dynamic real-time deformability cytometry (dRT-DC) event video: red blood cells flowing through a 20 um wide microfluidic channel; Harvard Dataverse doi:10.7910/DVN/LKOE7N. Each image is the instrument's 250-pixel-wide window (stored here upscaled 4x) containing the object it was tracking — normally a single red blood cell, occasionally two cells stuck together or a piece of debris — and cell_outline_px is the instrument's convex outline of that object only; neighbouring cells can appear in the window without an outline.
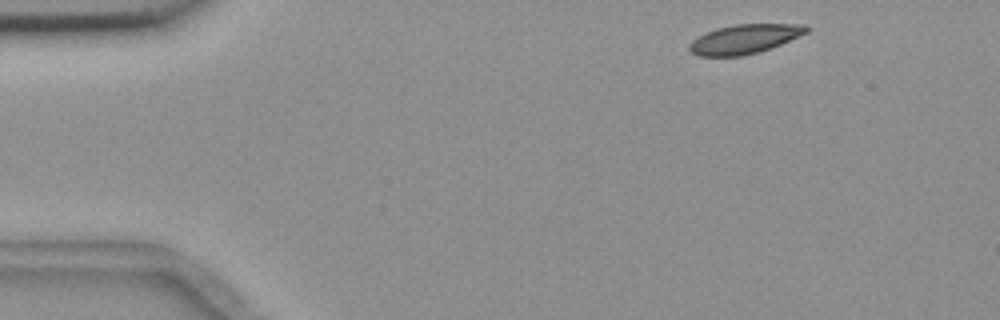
{"species": "common noctule bat (a hibernating species)", "species_latin": "Nyctalus noctula", "temperature_condition": "room temperature", "stored_images_in_passage": 11, "camera_frame_rate_fps": 3000, "um_per_image_px": 0.085, "animal": {"sex": "female", "body_mass_g": 18.4}, "frame": {"image": 1, "passage_image": 1, "time_ms": 0.0, "image_size_px": [1000, 320], "cell_outline_px": [[808, 32], [772, 48], [740, 56], [696, 56], [688, 48], [688, 44], [692, 40], [716, 28], [736, 24], [808, 24]], "centroid_in_image_um": [63.29, 3.31], "position_along_channel_um": 21.7, "area_um2": 19.88}}
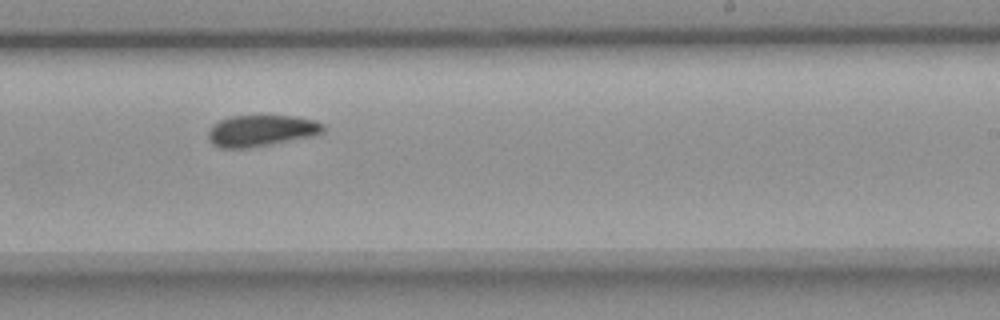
{"frame": {"image": 2, "passage_image": 8, "time_ms": 9.0, "image_size_px": [1000, 320], "cell_outline_px": [[324, 132], [312, 136], [272, 144], [248, 148], [220, 148], [212, 144], [208, 140], [208, 128], [212, 124], [220, 120], [232, 116], [292, 116], [316, 120], [324, 124]], "centroid_in_image_um": [22.18, 11.11], "position_along_channel_um": 266.8, "area_um2": 21.15}}
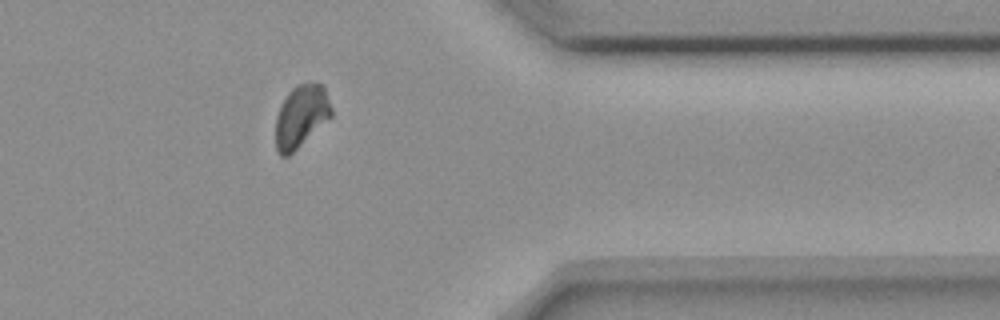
{"frame": {"image": 3, "passage_image": 11, "time_ms": 12.667, "image_size_px": [1000, 320], "cell_outline_px": [[332, 116], [288, 156], [280, 156], [276, 148], [276, 116], [288, 92], [296, 84], [324, 84], [332, 108]], "centroid_in_image_um": [25.6, 9.87], "position_along_channel_um": 385.8, "area_um2": 20.0}, "authors_computed_cell_mechanics": {"area_um2": 21.3282, "velocity_mm_per_s": 3.6424, "shape_relaxation_time_tau1_ms": 4.8299, "shape_relaxation_time_tau2_ms": null, "deformation_change_tau1": 0.0973, "deformation_change_tau2": null}}